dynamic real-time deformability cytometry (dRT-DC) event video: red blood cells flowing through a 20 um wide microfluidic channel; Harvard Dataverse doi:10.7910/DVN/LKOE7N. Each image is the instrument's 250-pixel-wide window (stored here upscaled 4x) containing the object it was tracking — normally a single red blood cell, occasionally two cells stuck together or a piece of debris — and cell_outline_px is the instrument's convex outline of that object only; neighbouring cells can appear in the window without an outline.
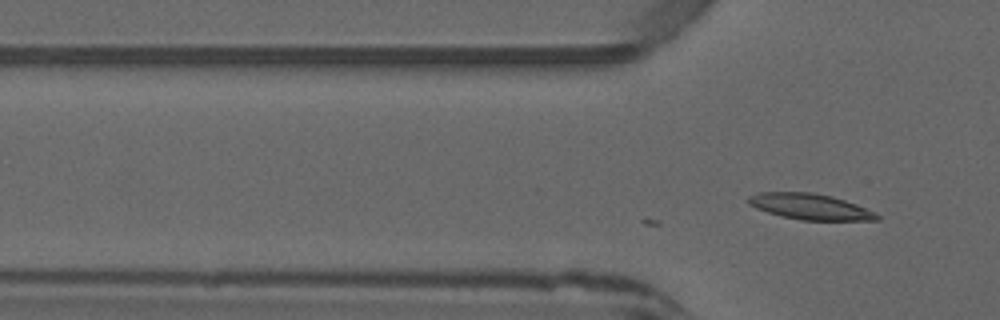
{"species": "common noctule bat (a hibernating species)", "species_latin": "Nyctalus noctula", "temperature_condition": "warm", "stored_images_in_passage": 12, "camera_frame_rate_fps": 3000, "um_per_image_px": 0.085, "animal": {"sex": "male", "forearm_length_mm": 52.5}, "frame": {"image": 1, "passage_image": 12, "time_ms": 3.667, "image_size_px": [1000, 320], "cell_outline_px": [[880, 220], [800, 220], [780, 216], [756, 208], [748, 204], [748, 196], [760, 192], [812, 192], [832, 196], [856, 204], [876, 212], [880, 216]], "centroid_in_image_um": [68.86, 17.56], "position_along_channel_um": 56.9, "area_um2": 19.42}}